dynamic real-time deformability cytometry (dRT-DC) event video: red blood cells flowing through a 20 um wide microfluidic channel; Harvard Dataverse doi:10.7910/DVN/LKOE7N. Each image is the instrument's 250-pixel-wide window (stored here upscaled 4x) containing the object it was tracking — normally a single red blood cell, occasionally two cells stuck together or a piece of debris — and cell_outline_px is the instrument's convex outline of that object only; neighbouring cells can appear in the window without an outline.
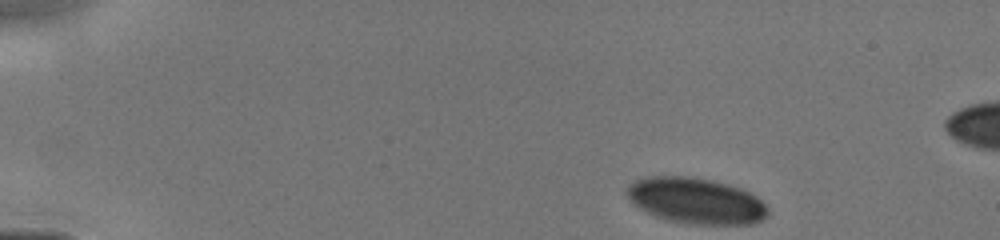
{"species": "human", "species_latin": "Homo sapiens", "temperature_condition": "cold", "stored_images_in_passage": 54, "camera_frame_rate_fps": 3000, "um_per_image_px": 0.085, "donor": {"sex": "male"}, "frame": {"image": 1, "passage_image": 1, "time_ms": 0.0, "image_size_px": [1000, 240], "cell_outline_px": [[768, 216], [752, 224], [692, 224], [668, 220], [656, 216], [640, 208], [628, 200], [628, 184], [636, 180], [648, 176], [684, 176], [712, 180], [728, 184], [740, 188], [756, 196], [768, 208]], "centroid_in_image_um": [59.16, 17.06], "position_along_channel_um": 25.8, "area_um2": 37.51}}
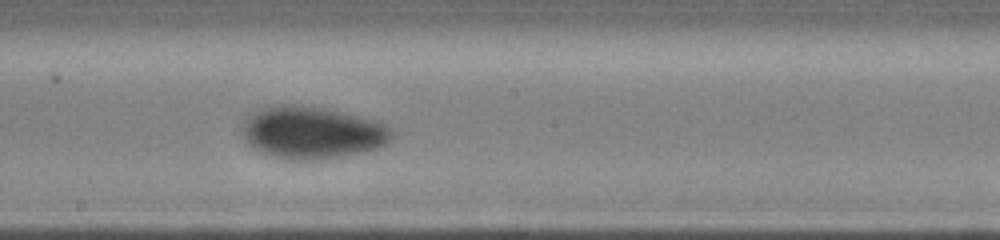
{"frame": {"image": 2, "passage_image": 30, "time_ms": 6.667, "image_size_px": [1000, 240], "cell_outline_px": [[396, 136], [388, 144], [376, 148], [360, 152], [312, 160], [300, 160], [276, 156], [260, 152], [244, 136], [244, 124], [252, 112], [260, 108], [276, 104], [292, 104], [324, 108], [376, 120], [388, 124], [396, 132]], "centroid_in_image_um": [26.63, 11.24], "position_along_channel_um": 221.6, "area_um2": 45.14}}
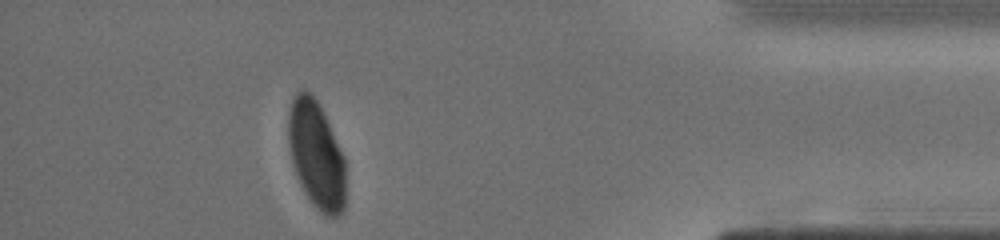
{"frame": {"image": 3, "passage_image": 49, "time_ms": 11.667, "image_size_px": [1000, 240], "cell_outline_px": [[344, 208], [336, 216], [328, 216], [320, 212], [316, 208], [304, 192], [300, 184], [292, 160], [288, 140], [288, 112], [292, 100], [296, 92], [300, 88], [304, 88], [316, 100], [344, 156]], "centroid_in_image_um": [26.86, 13.15], "position_along_channel_um": 408.3, "area_um2": 35.2}}